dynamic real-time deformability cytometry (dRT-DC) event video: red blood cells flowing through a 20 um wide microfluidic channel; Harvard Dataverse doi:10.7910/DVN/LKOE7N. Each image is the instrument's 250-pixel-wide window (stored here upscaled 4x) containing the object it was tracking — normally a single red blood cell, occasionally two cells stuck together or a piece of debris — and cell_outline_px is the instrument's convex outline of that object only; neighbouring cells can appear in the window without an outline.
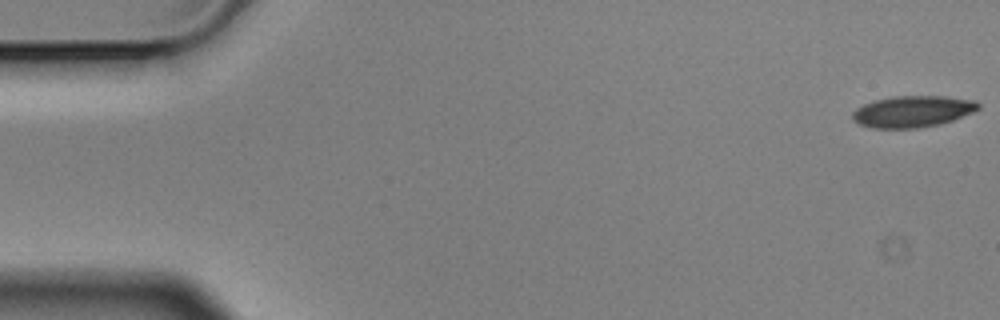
{"species": "Egyptian fruit bat (a non-hibernating species)", "species_latin": "Rousettus aegyptiacus", "temperature_condition": "cold", "stored_images_in_passage": 57, "camera_frame_rate_fps": 3000, "um_per_image_px": 0.085, "animal": {"sex": "male"}, "frame": {"image": 1, "passage_image": 1, "time_ms": 0.0, "image_size_px": [1000, 320], "cell_outline_px": [[980, 108], [972, 112], [952, 120], [940, 124], [916, 128], [872, 128], [856, 124], [852, 120], [852, 112], [856, 108], [864, 104], [876, 100], [892, 96], [944, 96], [976, 100], [980, 104]], "centroid_in_image_um": [77.54, 9.47], "position_along_channel_um": 7.5, "area_um2": 23.18}}
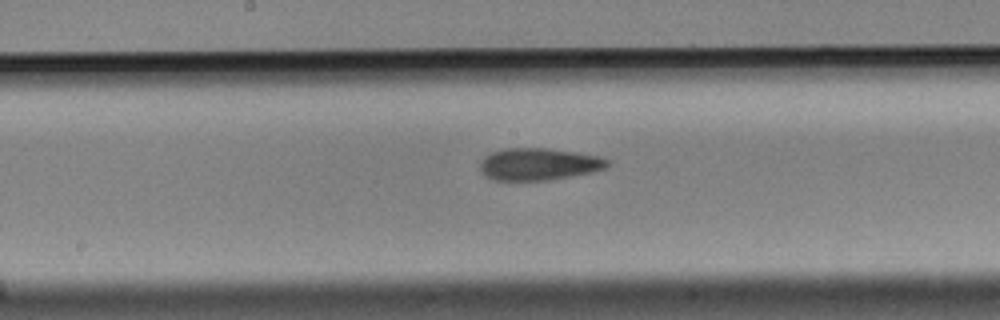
{"frame": {"image": 2, "passage_image": 29, "time_ms": 9.333, "image_size_px": [1000, 320], "cell_outline_px": [[608, 168], [592, 172], [572, 176], [548, 180], [496, 180], [488, 176], [480, 168], [480, 164], [484, 156], [492, 152], [504, 148], [548, 148], [576, 152], [596, 156], [608, 160]], "centroid_in_image_um": [45.81, 13.94], "position_along_channel_um": 202.4, "area_um2": 23.64}}
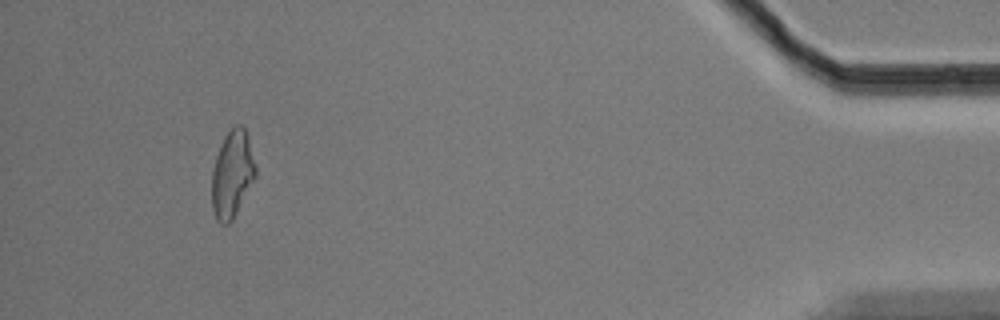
{"frame": {"image": 3, "passage_image": 53, "time_ms": 17.333, "image_size_px": [1000, 320], "cell_outline_px": [[256, 176], [232, 220], [228, 224], [220, 224], [216, 220], [212, 208], [212, 172], [216, 156], [224, 136], [236, 124], [240, 124], [244, 128], [248, 136], [256, 168]], "centroid_in_image_um": [19.73, 14.81], "position_along_channel_um": 415.5, "area_um2": 22.02}, "authors_computed_cell_mechanics": {"area_um2": 23.0044, "velocity_mm_per_s": 3.5256, "shape_relaxation_time_tau1_ms": 9.0749, "shape_relaxation_time_tau2_ms": 4.9938, "deformation_change_tau1": 0.1779, "deformation_change_tau2": 0.1401}}